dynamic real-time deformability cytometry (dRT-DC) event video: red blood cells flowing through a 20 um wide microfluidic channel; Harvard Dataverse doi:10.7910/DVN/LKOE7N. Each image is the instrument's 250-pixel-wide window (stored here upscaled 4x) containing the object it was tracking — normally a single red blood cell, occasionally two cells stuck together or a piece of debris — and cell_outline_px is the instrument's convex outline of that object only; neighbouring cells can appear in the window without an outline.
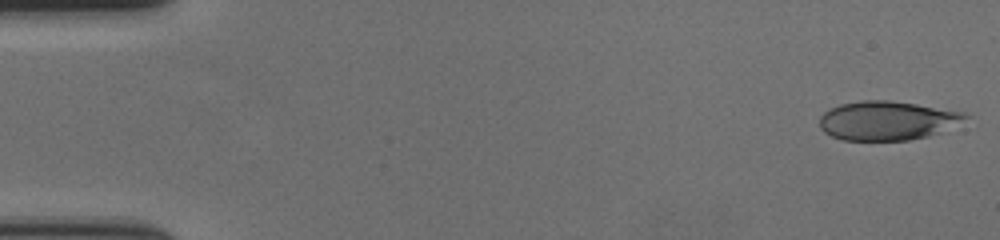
{"species": "human", "species_latin": "Homo sapiens", "temperature_condition": "cold", "stored_images_in_passage": 57, "camera_frame_rate_fps": 3000, "um_per_image_px": 0.085, "donor": {"sex": "female"}, "frame": {"image": 1, "passage_image": 1, "time_ms": 0.0, "image_size_px": [1000, 240], "cell_outline_px": [[968, 116], [928, 136], [908, 140], [844, 140], [832, 136], [824, 132], [820, 128], [820, 116], [828, 108], [840, 104], [860, 100], [888, 100], [916, 104], [964, 112]], "centroid_in_image_um": [75.28, 10.24], "position_along_channel_um": 9.7, "area_um2": 32.54}}
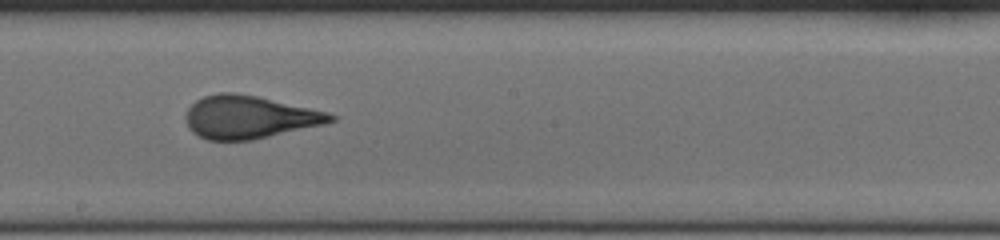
{"frame": {"image": 2, "passage_image": 32, "time_ms": 10.333, "image_size_px": [1000, 240], "cell_outline_px": [[340, 116], [336, 120], [324, 124], [252, 140], [208, 140], [192, 132], [188, 128], [184, 116], [188, 108], [196, 100], [204, 96], [220, 92], [236, 92], [256, 96], [328, 112]], "centroid_in_image_um": [21.17, 9.95], "position_along_channel_um": 227.0, "area_um2": 36.18}}
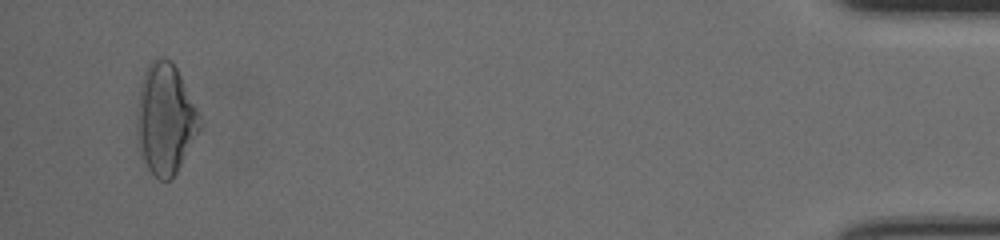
{"frame": {"image": 3, "passage_image": 55, "time_ms": 18.0, "image_size_px": [1000, 240], "cell_outline_px": [[200, 128], [172, 180], [160, 180], [148, 168], [140, 152], [136, 128], [136, 116], [140, 88], [144, 72], [148, 64], [156, 56], [168, 60], [176, 68], [196, 108], [200, 124]], "centroid_in_image_um": [14.01, 10.12], "position_along_channel_um": 421.2, "area_um2": 39.65}, "authors_computed_cell_mechanics": {"area_um2": 35.6048, "velocity_mm_per_s": 3.5711, "shape_relaxation_time_tau1_ms": 5.1724, "shape_relaxation_time_tau2_ms": null, "deformation_change_tau1": 0.1735, "deformation_change_tau2": null}}